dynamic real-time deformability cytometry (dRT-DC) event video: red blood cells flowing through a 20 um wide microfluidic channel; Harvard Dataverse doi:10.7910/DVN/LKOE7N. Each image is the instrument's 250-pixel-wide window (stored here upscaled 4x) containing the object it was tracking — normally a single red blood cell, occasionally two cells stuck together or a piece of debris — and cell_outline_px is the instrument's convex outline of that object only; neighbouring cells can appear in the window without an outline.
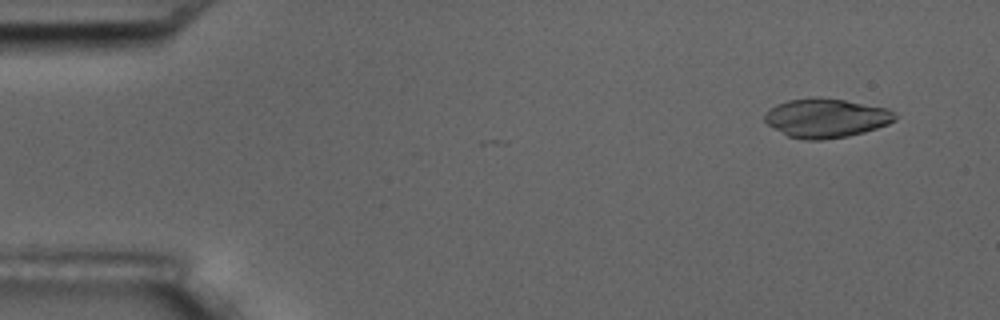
{"species": "common noctule bat (a hibernating species)", "species_latin": "Nyctalus noctula", "temperature_condition": "room temperature", "stored_images_in_passage": 3, "camera_frame_rate_fps": 3000, "um_per_image_px": 0.085, "animal": {"sex": "male", "body_mass_g": 17.5, "forearm_length_mm": 52.3}, "frame": {"image": 1, "passage_image": 2, "time_ms": 1.0, "image_size_px": [1000, 320], "cell_outline_px": [[896, 120], [888, 124], [864, 132], [848, 136], [820, 140], [804, 140], [788, 136], [768, 124], [764, 120], [764, 112], [776, 104], [788, 100], [812, 96], [820, 96], [844, 100], [888, 108], [896, 116]], "centroid_in_image_um": [70.19, 10.02], "position_along_channel_um": 14.8, "area_um2": 29.82}}